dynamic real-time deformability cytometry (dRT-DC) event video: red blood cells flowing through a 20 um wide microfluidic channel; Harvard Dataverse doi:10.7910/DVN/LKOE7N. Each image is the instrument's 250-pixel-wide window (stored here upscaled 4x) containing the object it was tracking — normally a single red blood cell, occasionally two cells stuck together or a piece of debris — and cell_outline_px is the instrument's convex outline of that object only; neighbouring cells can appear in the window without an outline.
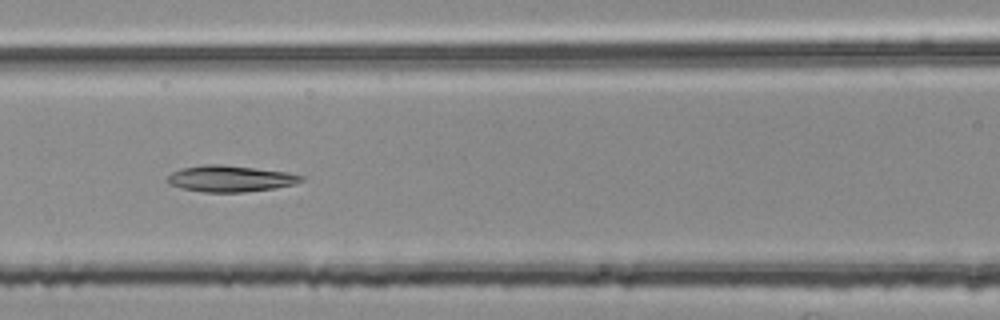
{"species": "common noctule bat (a hibernating species)", "species_latin": "Nyctalus noctula", "temperature_condition": "room temperature", "stored_images_in_passage": 37, "camera_frame_rate_fps": 3000, "um_per_image_px": 0.085, "animal": {"sex": "female", "body_mass_g": 25.1}, "frame": {"image": 1, "passage_image": 8, "time_ms": 2.333, "image_size_px": [1000, 320], "cell_outline_px": [[304, 180], [296, 184], [272, 188], [244, 192], [204, 192], [180, 188], [168, 184], [168, 176], [172, 172], [180, 168], [204, 164], [220, 164], [256, 168], [288, 172], [304, 176]], "centroid_in_image_um": [19.56, 15.18], "position_along_channel_um": 147.0, "area_um2": 20.58}}
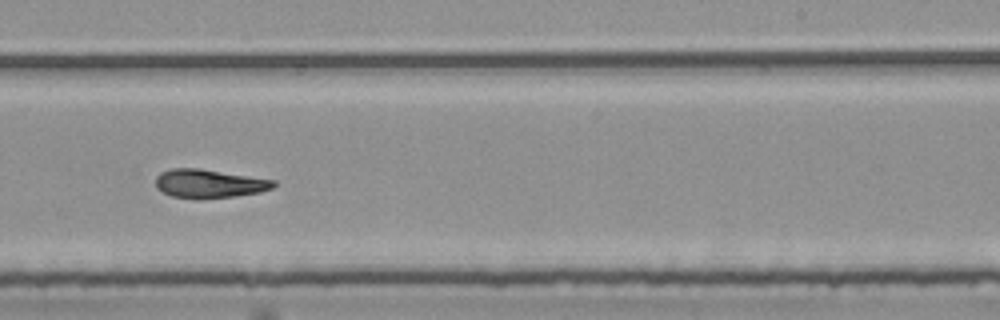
{"frame": {"image": 2, "passage_image": 18, "time_ms": 5.667, "image_size_px": [1000, 320], "cell_outline_px": [[276, 184], [272, 188], [260, 192], [232, 196], [200, 200], [196, 200], [172, 196], [156, 188], [156, 176], [160, 172], [172, 168], [200, 168], [276, 180]], "centroid_in_image_um": [17.76, 15.61], "position_along_channel_um": 271.2, "area_um2": 19.88}}
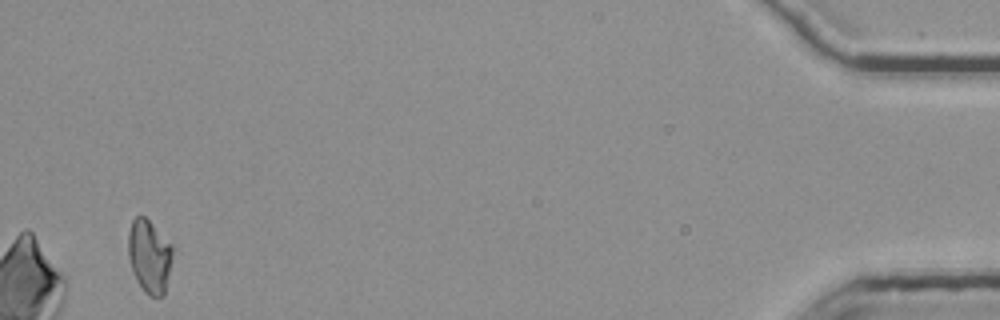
{"frame": {"image": 3, "passage_image": 37, "time_ms": 12.0, "image_size_px": [1000, 320], "cell_outline_px": [[180, 252], [164, 296], [148, 296], [144, 292], [136, 280], [132, 272], [128, 256], [128, 232], [132, 220], [136, 216], [144, 216]], "centroid_in_image_um": [12.81, 21.83], "position_along_channel_um": 422.4, "area_um2": 20.35}, "authors_computed_cell_mechanics": {"area_um2": 19.7676, "velocity_mm_per_s": 3.7381, "shape_relaxation_time_tau1_ms": null, "shape_relaxation_time_tau2_ms": 7.1866, "deformation_change_tau1": null, "deformation_change_tau2": 0.1761}}